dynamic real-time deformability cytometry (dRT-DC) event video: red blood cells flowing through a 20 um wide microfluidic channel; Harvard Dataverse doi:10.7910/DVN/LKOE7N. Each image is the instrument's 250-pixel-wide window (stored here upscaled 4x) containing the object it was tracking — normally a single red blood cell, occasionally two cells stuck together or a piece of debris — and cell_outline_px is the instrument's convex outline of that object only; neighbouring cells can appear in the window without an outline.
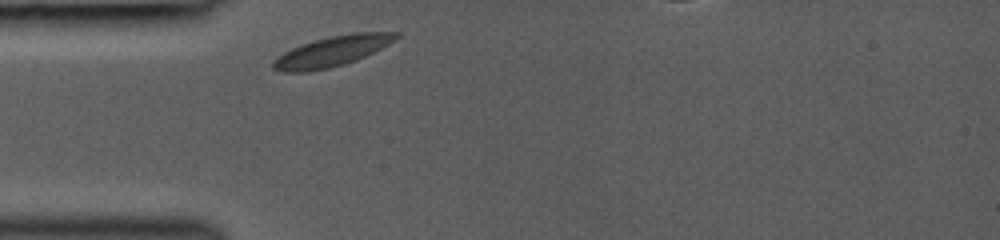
{"species": "common noctule bat (a hibernating species)", "species_latin": "Nyctalus noctula", "temperature_condition": "room temperature", "stored_images_in_passage": 1, "camera_frame_rate_fps": 3000, "um_per_image_px": 0.085, "animal": {"sex": "female", "body_mass_g": 19.0, "forearm_length_mm": 53.3}, "frame": {"image": 1, "passage_image": 1, "time_ms": 0.0, "image_size_px": [1000, 240], "cell_outline_px": [[400, 36], [396, 40], [356, 60], [344, 64], [328, 68], [308, 72], [284, 72], [272, 68], [272, 60], [284, 52], [292, 48], [316, 40], [332, 36], [352, 32], [400, 32]], "centroid_in_image_um": [28.23, 4.36], "position_along_channel_um": 56.8, "area_um2": 21.44}}